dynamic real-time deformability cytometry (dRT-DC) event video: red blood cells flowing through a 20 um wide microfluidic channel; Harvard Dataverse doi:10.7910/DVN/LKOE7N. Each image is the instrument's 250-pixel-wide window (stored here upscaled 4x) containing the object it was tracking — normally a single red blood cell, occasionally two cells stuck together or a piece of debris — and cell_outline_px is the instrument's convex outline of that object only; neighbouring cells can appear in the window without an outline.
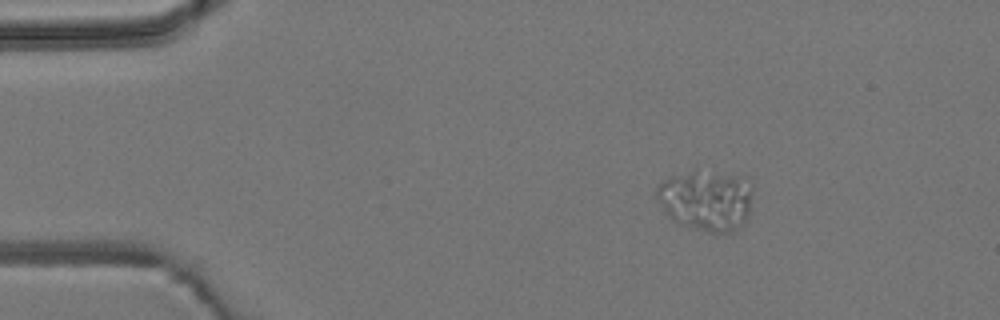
{"species": "common noctule bat (a hibernating species)", "species_latin": "Nyctalus noctula", "temperature_condition": "room temperature", "stored_images_in_passage": 4, "camera_frame_rate_fps": 3000, "um_per_image_px": 0.085, "animal": {"sex": "male", "body_mass_g": 19.2, "forearm_length_mm": 51.8}, "frame": {"image": 1, "passage_image": 1, "time_ms": 0.0, "image_size_px": [1000, 320], "cell_outline_px": [[752, 196], [748, 216], [744, 224], [736, 232], [716, 236], [676, 224], [664, 212], [656, 200], [656, 188], [664, 180], [672, 176], [696, 168], [748, 176], [752, 184]], "centroid_in_image_um": [60.06, 17.04], "position_along_channel_um": 24.9, "area_um2": 36.01}}
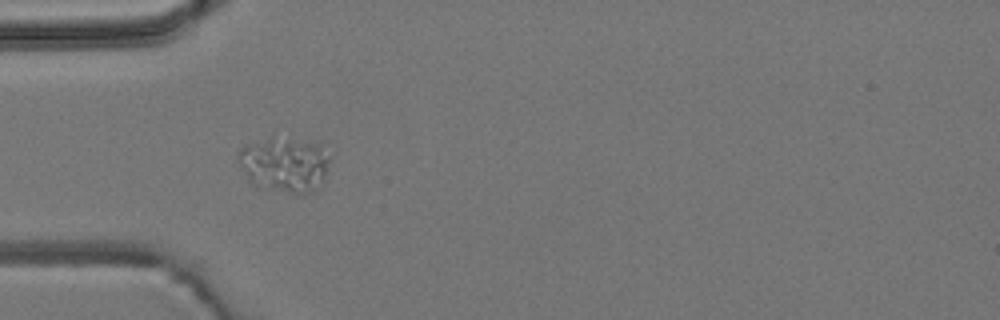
{"frame": {"image": 2, "passage_image": 3, "time_ms": 2.667, "image_size_px": [1000, 320], "cell_outline_px": [[328, 160], [324, 176], [316, 188], [312, 192], [304, 196], [300, 196], [264, 188], [252, 184], [248, 180], [236, 156], [236, 152], [240, 148], [248, 144], [272, 136], [320, 144], [328, 156]], "centroid_in_image_um": [24.13, 14.01], "position_along_channel_um": 60.9, "area_um2": 29.36}}
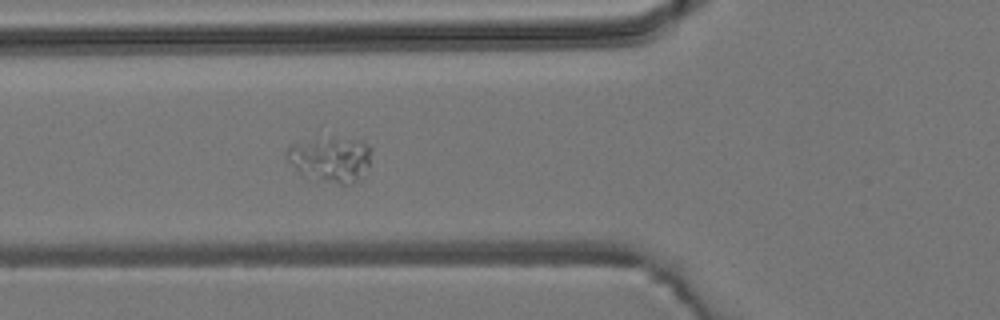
{"frame": {"image": 3, "passage_image": 4, "time_ms": 3.667, "image_size_px": [1000, 320], "cell_outline_px": [[372, 148], [368, 168], [356, 180], [348, 184], [340, 184], [324, 180], [300, 172], [284, 156], [284, 152], [292, 144], [332, 136], [364, 140]], "centroid_in_image_um": [28.15, 13.47], "position_along_channel_um": 97.7, "area_um2": 22.08}}